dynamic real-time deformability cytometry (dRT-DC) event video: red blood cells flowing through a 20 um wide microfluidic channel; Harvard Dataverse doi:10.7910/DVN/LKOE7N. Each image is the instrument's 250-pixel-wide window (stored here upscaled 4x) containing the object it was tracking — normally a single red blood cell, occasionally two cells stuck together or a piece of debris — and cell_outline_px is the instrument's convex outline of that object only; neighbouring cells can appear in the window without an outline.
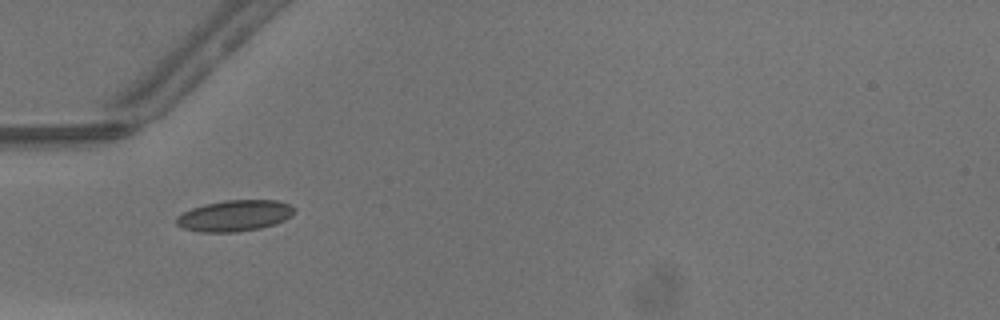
{"species": "common noctule bat (a hibernating species)", "species_latin": "Nyctalus noctula", "temperature_condition": "warm", "stored_images_in_passage": 19, "camera_frame_rate_fps": 3000, "um_per_image_px": 0.085, "animal": {"sex": "male", "body_mass_g": 13.3}, "frame": {"image": 1, "passage_image": 2, "time_ms": 0.333, "image_size_px": [1000, 320], "cell_outline_px": [[296, 212], [292, 216], [284, 220], [260, 228], [236, 232], [200, 232], [184, 228], [176, 224], [176, 216], [192, 208], [204, 204], [224, 200], [276, 200], [288, 204], [296, 208]], "centroid_in_image_um": [19.95, 18.33], "position_along_channel_um": 65.0, "area_um2": 21.39}}
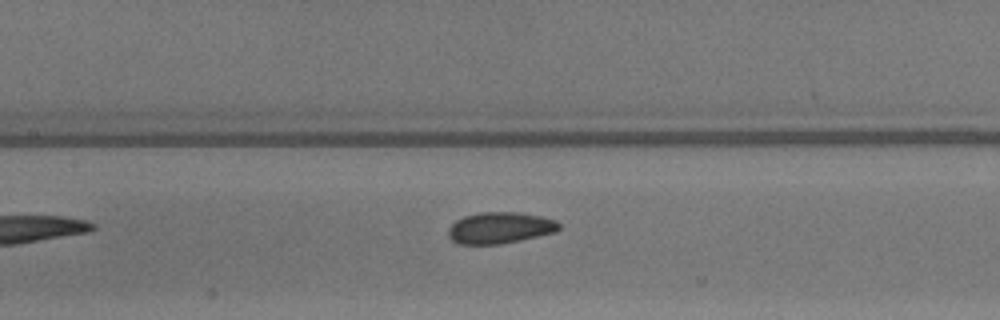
{"frame": {"image": 2, "passage_image": 9, "time_ms": 2.667, "image_size_px": [1000, 320], "cell_outline_px": [[560, 228], [556, 232], [520, 240], [500, 244], [456, 244], [448, 236], [448, 228], [456, 220], [464, 216], [480, 212], [516, 212], [540, 216], [556, 220], [560, 224]], "centroid_in_image_um": [42.48, 19.37], "position_along_channel_um": 164.9, "area_um2": 20.29}}
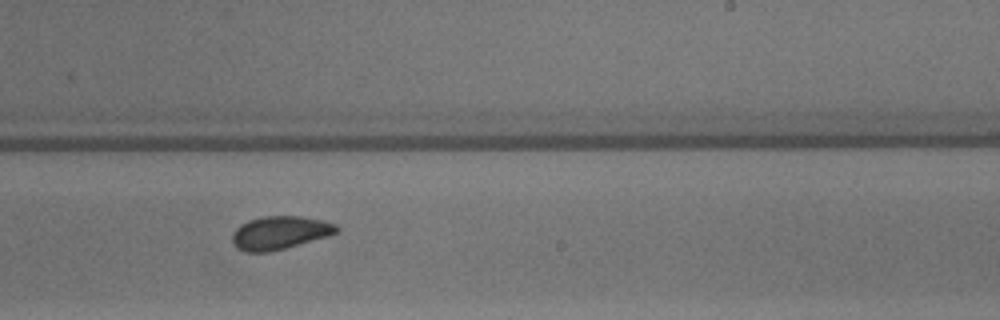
{"frame": {"image": 3, "passage_image": 16, "time_ms": 5.0, "image_size_px": [1000, 320], "cell_outline_px": [[340, 232], [328, 236], [284, 248], [268, 252], [248, 252], [236, 248], [232, 244], [232, 236], [236, 228], [240, 224], [248, 220], [264, 216], [300, 216], [324, 220], [336, 224], [340, 228]], "centroid_in_image_um": [23.8, 19.77], "position_along_channel_um": 265.2, "area_um2": 20.29}}